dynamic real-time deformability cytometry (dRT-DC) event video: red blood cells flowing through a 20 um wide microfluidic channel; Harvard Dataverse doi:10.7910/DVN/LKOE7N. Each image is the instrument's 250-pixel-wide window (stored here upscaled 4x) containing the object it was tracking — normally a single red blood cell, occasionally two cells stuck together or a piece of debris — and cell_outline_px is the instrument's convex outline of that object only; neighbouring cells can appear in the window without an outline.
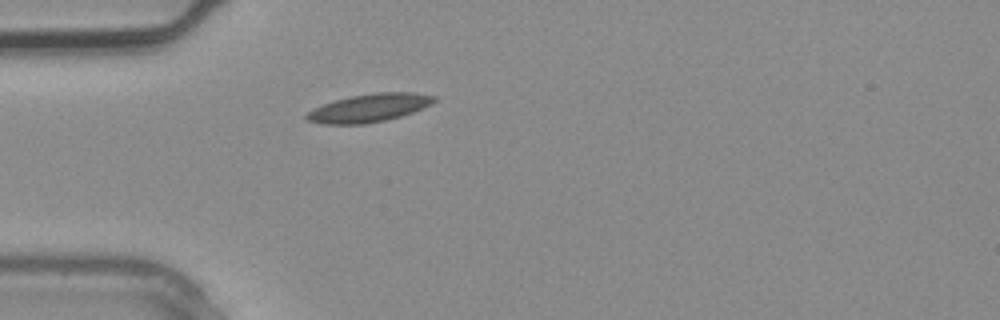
{"species": "common noctule bat (a hibernating species)", "species_latin": "Nyctalus noctula", "temperature_condition": "warm", "stored_images_in_passage": 1, "camera_frame_rate_fps": 3000, "um_per_image_px": 0.085, "animal": {"sex": "male", "body_mass_g": 20.4}, "frame": {"image": 1, "passage_image": 1, "time_ms": 0.0, "image_size_px": [1000, 320], "cell_outline_px": [[436, 100], [432, 104], [412, 112], [400, 116], [384, 120], [364, 124], [324, 124], [308, 120], [304, 116], [312, 108], [336, 100], [352, 96], [376, 92], [412, 92], [436, 96]], "centroid_in_image_um": [31.39, 9.17], "position_along_channel_um": 53.6, "area_um2": 20.69}}